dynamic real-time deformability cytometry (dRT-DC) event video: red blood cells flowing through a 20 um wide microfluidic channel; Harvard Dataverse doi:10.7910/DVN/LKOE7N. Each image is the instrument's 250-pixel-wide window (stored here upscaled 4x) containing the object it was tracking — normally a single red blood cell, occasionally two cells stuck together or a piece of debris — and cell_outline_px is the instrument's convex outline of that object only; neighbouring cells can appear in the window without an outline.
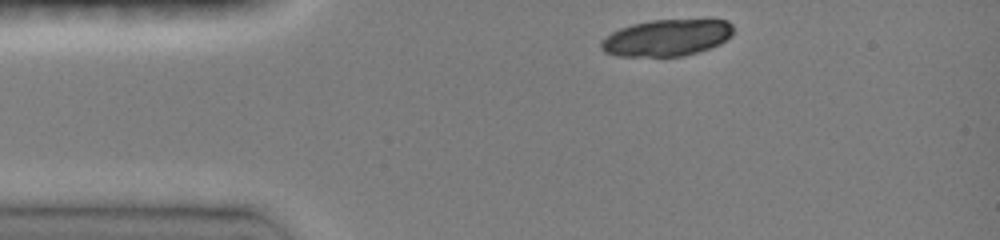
{"species": "common noctule bat (a hibernating species)", "species_latin": "Nyctalus noctula", "temperature_condition": "room temperature", "stored_images_in_passage": 3, "camera_frame_rate_fps": 3000, "um_per_image_px": 0.085, "animal": {"sex": "female", "body_mass_g": 19.0, "forearm_length_mm": 51.5}, "frame": {"image": 1, "passage_image": 1, "time_ms": 0.0, "image_size_px": [1000, 240], "cell_outline_px": [[732, 36], [720, 44], [684, 56], [616, 56], [604, 52], [600, 48], [600, 40], [612, 32], [620, 28], [632, 24], [652, 20], [728, 20], [732, 24]], "centroid_in_image_um": [56.64, 3.21], "position_along_channel_um": 28.4, "area_um2": 28.21}}